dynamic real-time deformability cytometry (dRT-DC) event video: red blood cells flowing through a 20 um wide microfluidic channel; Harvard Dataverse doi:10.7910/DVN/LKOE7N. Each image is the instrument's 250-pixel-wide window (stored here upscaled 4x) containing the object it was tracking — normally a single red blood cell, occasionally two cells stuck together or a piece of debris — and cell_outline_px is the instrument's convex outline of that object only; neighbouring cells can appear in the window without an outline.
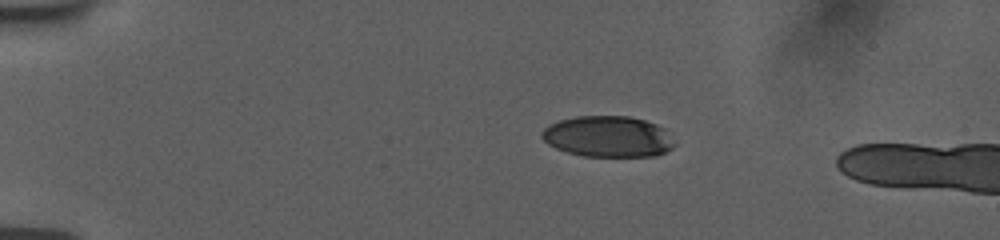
{"species": "human", "species_latin": "Homo sapiens", "temperature_condition": "room temperature", "stored_images_in_passage": 5, "camera_frame_rate_fps": 3000, "um_per_image_px": 0.085, "donor": {"sex": "female"}, "frame": {"image": 1, "passage_image": 1, "time_ms": 0.0, "image_size_px": [1000, 240], "cell_outline_px": [[676, 144], [672, 148], [656, 156], [584, 156], [568, 152], [556, 148], [548, 144], [540, 136], [540, 132], [548, 124], [560, 120], [576, 116], [628, 116], [644, 120], [656, 124], [664, 128]], "centroid_in_image_um": [51.66, 11.6], "position_along_channel_um": 33.3, "area_um2": 31.79}}